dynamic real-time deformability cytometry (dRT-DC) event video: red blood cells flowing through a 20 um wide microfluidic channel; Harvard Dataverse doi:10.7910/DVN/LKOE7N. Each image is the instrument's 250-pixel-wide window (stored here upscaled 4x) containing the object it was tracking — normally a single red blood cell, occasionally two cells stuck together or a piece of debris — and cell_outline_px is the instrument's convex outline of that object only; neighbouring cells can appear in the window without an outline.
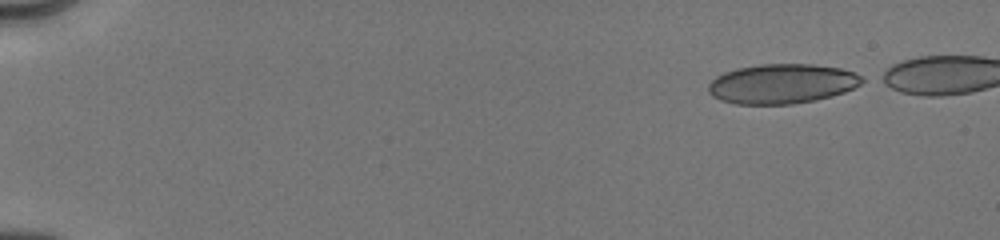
{"species": "human", "species_latin": "Homo sapiens", "temperature_condition": "cold", "stored_images_in_passage": 44, "camera_frame_rate_fps": 3000, "um_per_image_px": 0.085, "donor": {"sex": "male"}, "frame": {"image": 1, "passage_image": 1, "time_ms": 0.0, "image_size_px": [1000, 240], "cell_outline_px": [[868, 80], [844, 92], [832, 96], [816, 100], [792, 104], [736, 104], [720, 100], [712, 96], [708, 92], [708, 84], [716, 76], [724, 72], [736, 68], [760, 64], [812, 64], [840, 68], [864, 76]], "centroid_in_image_um": [66.47, 7.12], "position_along_channel_um": 18.5, "area_um2": 35.78}}
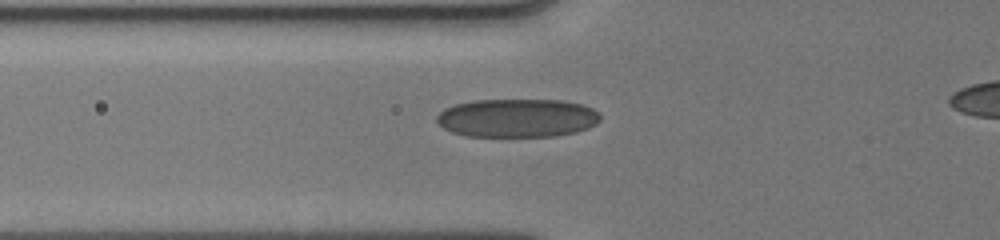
{"frame": {"image": 2, "passage_image": 38, "time_ms": 5.0, "image_size_px": [1000, 240], "cell_outline_px": [[600, 120], [596, 124], [588, 128], [576, 132], [552, 136], [464, 136], [452, 132], [444, 128], [436, 120], [436, 116], [444, 108], [456, 104], [472, 100], [564, 100], [580, 104], [592, 108], [600, 116]], "centroid_in_image_um": [43.94, 10.03], "position_along_channel_um": 81.9, "area_um2": 36.7}}